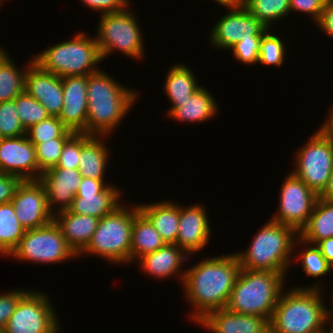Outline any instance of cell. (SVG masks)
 Returning a JSON list of instances; mask_svg holds the SVG:
<instances>
[{
	"label": "cell",
	"mask_w": 333,
	"mask_h": 333,
	"mask_svg": "<svg viewBox=\"0 0 333 333\" xmlns=\"http://www.w3.org/2000/svg\"><path fill=\"white\" fill-rule=\"evenodd\" d=\"M190 267L181 288L192 307L189 320L198 325L210 312L226 308L241 266L235 251L203 259Z\"/></svg>",
	"instance_id": "obj_1"
},
{
	"label": "cell",
	"mask_w": 333,
	"mask_h": 333,
	"mask_svg": "<svg viewBox=\"0 0 333 333\" xmlns=\"http://www.w3.org/2000/svg\"><path fill=\"white\" fill-rule=\"evenodd\" d=\"M124 86L103 70L87 75L86 134L110 137L122 124L139 100L137 91Z\"/></svg>",
	"instance_id": "obj_2"
},
{
	"label": "cell",
	"mask_w": 333,
	"mask_h": 333,
	"mask_svg": "<svg viewBox=\"0 0 333 333\" xmlns=\"http://www.w3.org/2000/svg\"><path fill=\"white\" fill-rule=\"evenodd\" d=\"M315 281L305 287L297 285L282 291L269 321L270 333L323 332L328 325V306L322 292L325 282Z\"/></svg>",
	"instance_id": "obj_3"
},
{
	"label": "cell",
	"mask_w": 333,
	"mask_h": 333,
	"mask_svg": "<svg viewBox=\"0 0 333 333\" xmlns=\"http://www.w3.org/2000/svg\"><path fill=\"white\" fill-rule=\"evenodd\" d=\"M298 237L299 233L292 227L268 219L254 235L248 249L236 253L241 269L287 274Z\"/></svg>",
	"instance_id": "obj_4"
},
{
	"label": "cell",
	"mask_w": 333,
	"mask_h": 333,
	"mask_svg": "<svg viewBox=\"0 0 333 333\" xmlns=\"http://www.w3.org/2000/svg\"><path fill=\"white\" fill-rule=\"evenodd\" d=\"M288 274L241 269L226 308L240 314L264 317L270 321Z\"/></svg>",
	"instance_id": "obj_5"
},
{
	"label": "cell",
	"mask_w": 333,
	"mask_h": 333,
	"mask_svg": "<svg viewBox=\"0 0 333 333\" xmlns=\"http://www.w3.org/2000/svg\"><path fill=\"white\" fill-rule=\"evenodd\" d=\"M33 60L42 70L61 78L95 73L100 70L97 64L103 61L95 37L81 31L68 41L42 50Z\"/></svg>",
	"instance_id": "obj_6"
},
{
	"label": "cell",
	"mask_w": 333,
	"mask_h": 333,
	"mask_svg": "<svg viewBox=\"0 0 333 333\" xmlns=\"http://www.w3.org/2000/svg\"><path fill=\"white\" fill-rule=\"evenodd\" d=\"M134 204L128 205L129 208L122 204L99 219L91 241L78 257L88 254L101 257L110 264L130 265L131 230L134 216L139 212L138 205Z\"/></svg>",
	"instance_id": "obj_7"
},
{
	"label": "cell",
	"mask_w": 333,
	"mask_h": 333,
	"mask_svg": "<svg viewBox=\"0 0 333 333\" xmlns=\"http://www.w3.org/2000/svg\"><path fill=\"white\" fill-rule=\"evenodd\" d=\"M130 9L99 15L97 36L94 37L103 61L115 51L134 60H143L146 54L144 38L137 12Z\"/></svg>",
	"instance_id": "obj_8"
},
{
	"label": "cell",
	"mask_w": 333,
	"mask_h": 333,
	"mask_svg": "<svg viewBox=\"0 0 333 333\" xmlns=\"http://www.w3.org/2000/svg\"><path fill=\"white\" fill-rule=\"evenodd\" d=\"M31 264H60L77 259V255L67 245L60 228L53 221L36 229L26 230L17 247L8 258Z\"/></svg>",
	"instance_id": "obj_9"
},
{
	"label": "cell",
	"mask_w": 333,
	"mask_h": 333,
	"mask_svg": "<svg viewBox=\"0 0 333 333\" xmlns=\"http://www.w3.org/2000/svg\"><path fill=\"white\" fill-rule=\"evenodd\" d=\"M294 156L292 173L320 196L333 172V143L316 129Z\"/></svg>",
	"instance_id": "obj_10"
},
{
	"label": "cell",
	"mask_w": 333,
	"mask_h": 333,
	"mask_svg": "<svg viewBox=\"0 0 333 333\" xmlns=\"http://www.w3.org/2000/svg\"><path fill=\"white\" fill-rule=\"evenodd\" d=\"M50 301L45 291L30 289L20 299L4 333H59L57 310Z\"/></svg>",
	"instance_id": "obj_11"
},
{
	"label": "cell",
	"mask_w": 333,
	"mask_h": 333,
	"mask_svg": "<svg viewBox=\"0 0 333 333\" xmlns=\"http://www.w3.org/2000/svg\"><path fill=\"white\" fill-rule=\"evenodd\" d=\"M279 191L278 210L270 220L299 233L306 226L319 196L291 171L286 174Z\"/></svg>",
	"instance_id": "obj_12"
},
{
	"label": "cell",
	"mask_w": 333,
	"mask_h": 333,
	"mask_svg": "<svg viewBox=\"0 0 333 333\" xmlns=\"http://www.w3.org/2000/svg\"><path fill=\"white\" fill-rule=\"evenodd\" d=\"M227 11L209 31L208 39L213 49L215 47L218 51H228L241 40L251 39V36H263L269 30L242 4L228 7Z\"/></svg>",
	"instance_id": "obj_13"
},
{
	"label": "cell",
	"mask_w": 333,
	"mask_h": 333,
	"mask_svg": "<svg viewBox=\"0 0 333 333\" xmlns=\"http://www.w3.org/2000/svg\"><path fill=\"white\" fill-rule=\"evenodd\" d=\"M120 189L109 181L106 183V180L83 177L68 210L75 214L101 219L122 205L120 200L124 192Z\"/></svg>",
	"instance_id": "obj_14"
},
{
	"label": "cell",
	"mask_w": 333,
	"mask_h": 333,
	"mask_svg": "<svg viewBox=\"0 0 333 333\" xmlns=\"http://www.w3.org/2000/svg\"><path fill=\"white\" fill-rule=\"evenodd\" d=\"M15 214L25 230L36 229L53 221L46 190L39 180H24L11 200Z\"/></svg>",
	"instance_id": "obj_15"
},
{
	"label": "cell",
	"mask_w": 333,
	"mask_h": 333,
	"mask_svg": "<svg viewBox=\"0 0 333 333\" xmlns=\"http://www.w3.org/2000/svg\"><path fill=\"white\" fill-rule=\"evenodd\" d=\"M0 172L24 180H39L35 146L26 135L2 138L0 141Z\"/></svg>",
	"instance_id": "obj_16"
},
{
	"label": "cell",
	"mask_w": 333,
	"mask_h": 333,
	"mask_svg": "<svg viewBox=\"0 0 333 333\" xmlns=\"http://www.w3.org/2000/svg\"><path fill=\"white\" fill-rule=\"evenodd\" d=\"M211 222L207 210L199 204L180 205V220L176 244L189 256L197 255L210 241ZM197 253V254H196Z\"/></svg>",
	"instance_id": "obj_17"
},
{
	"label": "cell",
	"mask_w": 333,
	"mask_h": 333,
	"mask_svg": "<svg viewBox=\"0 0 333 333\" xmlns=\"http://www.w3.org/2000/svg\"><path fill=\"white\" fill-rule=\"evenodd\" d=\"M82 178L78 169L71 168H50L41 173L39 181L46 190L53 215L71 207Z\"/></svg>",
	"instance_id": "obj_18"
},
{
	"label": "cell",
	"mask_w": 333,
	"mask_h": 333,
	"mask_svg": "<svg viewBox=\"0 0 333 333\" xmlns=\"http://www.w3.org/2000/svg\"><path fill=\"white\" fill-rule=\"evenodd\" d=\"M63 107L58 116L74 133H86L87 75L62 78Z\"/></svg>",
	"instance_id": "obj_19"
},
{
	"label": "cell",
	"mask_w": 333,
	"mask_h": 333,
	"mask_svg": "<svg viewBox=\"0 0 333 333\" xmlns=\"http://www.w3.org/2000/svg\"><path fill=\"white\" fill-rule=\"evenodd\" d=\"M24 91L38 100L50 116H59L63 107L62 78L32 63L25 75Z\"/></svg>",
	"instance_id": "obj_20"
},
{
	"label": "cell",
	"mask_w": 333,
	"mask_h": 333,
	"mask_svg": "<svg viewBox=\"0 0 333 333\" xmlns=\"http://www.w3.org/2000/svg\"><path fill=\"white\" fill-rule=\"evenodd\" d=\"M189 257L177 244H165L155 252L143 255L134 263L138 264L141 273L143 272L149 277L157 280L176 277L182 286L186 272L183 263L188 261Z\"/></svg>",
	"instance_id": "obj_21"
},
{
	"label": "cell",
	"mask_w": 333,
	"mask_h": 333,
	"mask_svg": "<svg viewBox=\"0 0 333 333\" xmlns=\"http://www.w3.org/2000/svg\"><path fill=\"white\" fill-rule=\"evenodd\" d=\"M198 324L211 333H270L268 319L232 312L227 308L210 312Z\"/></svg>",
	"instance_id": "obj_22"
},
{
	"label": "cell",
	"mask_w": 333,
	"mask_h": 333,
	"mask_svg": "<svg viewBox=\"0 0 333 333\" xmlns=\"http://www.w3.org/2000/svg\"><path fill=\"white\" fill-rule=\"evenodd\" d=\"M166 110L168 118L177 122L204 123L216 117L219 110L212 92L201 86L190 98L183 102H170Z\"/></svg>",
	"instance_id": "obj_23"
},
{
	"label": "cell",
	"mask_w": 333,
	"mask_h": 333,
	"mask_svg": "<svg viewBox=\"0 0 333 333\" xmlns=\"http://www.w3.org/2000/svg\"><path fill=\"white\" fill-rule=\"evenodd\" d=\"M53 220L77 256L87 247L99 223L96 217L75 214L69 210L55 213Z\"/></svg>",
	"instance_id": "obj_24"
},
{
	"label": "cell",
	"mask_w": 333,
	"mask_h": 333,
	"mask_svg": "<svg viewBox=\"0 0 333 333\" xmlns=\"http://www.w3.org/2000/svg\"><path fill=\"white\" fill-rule=\"evenodd\" d=\"M166 244H176L180 220V204L168 201L137 204Z\"/></svg>",
	"instance_id": "obj_25"
},
{
	"label": "cell",
	"mask_w": 333,
	"mask_h": 333,
	"mask_svg": "<svg viewBox=\"0 0 333 333\" xmlns=\"http://www.w3.org/2000/svg\"><path fill=\"white\" fill-rule=\"evenodd\" d=\"M109 136L92 135L81 147L78 170L82 177L106 180V168L111 149L107 147Z\"/></svg>",
	"instance_id": "obj_26"
},
{
	"label": "cell",
	"mask_w": 333,
	"mask_h": 333,
	"mask_svg": "<svg viewBox=\"0 0 333 333\" xmlns=\"http://www.w3.org/2000/svg\"><path fill=\"white\" fill-rule=\"evenodd\" d=\"M165 244L150 221L139 211L134 216L131 230L130 264Z\"/></svg>",
	"instance_id": "obj_27"
},
{
	"label": "cell",
	"mask_w": 333,
	"mask_h": 333,
	"mask_svg": "<svg viewBox=\"0 0 333 333\" xmlns=\"http://www.w3.org/2000/svg\"><path fill=\"white\" fill-rule=\"evenodd\" d=\"M164 79L163 90L170 102H183L200 87L197 77L186 64H173Z\"/></svg>",
	"instance_id": "obj_28"
},
{
	"label": "cell",
	"mask_w": 333,
	"mask_h": 333,
	"mask_svg": "<svg viewBox=\"0 0 333 333\" xmlns=\"http://www.w3.org/2000/svg\"><path fill=\"white\" fill-rule=\"evenodd\" d=\"M7 49L0 46V102L14 100L24 92L25 75L33 58L21 70L16 66Z\"/></svg>",
	"instance_id": "obj_29"
},
{
	"label": "cell",
	"mask_w": 333,
	"mask_h": 333,
	"mask_svg": "<svg viewBox=\"0 0 333 333\" xmlns=\"http://www.w3.org/2000/svg\"><path fill=\"white\" fill-rule=\"evenodd\" d=\"M299 237L310 244H317L325 238L333 237V202L317 199L306 226Z\"/></svg>",
	"instance_id": "obj_30"
},
{
	"label": "cell",
	"mask_w": 333,
	"mask_h": 333,
	"mask_svg": "<svg viewBox=\"0 0 333 333\" xmlns=\"http://www.w3.org/2000/svg\"><path fill=\"white\" fill-rule=\"evenodd\" d=\"M298 245H301L300 248H298ZM302 245L303 249L301 250ZM297 249H300L301 251L297 252V254L299 253L297 256H293L294 259H292V261L297 263V260L301 263L300 266L306 274V277L319 279L325 277L326 275L328 276V274L330 275V272L333 271L332 266L326 261L321 253V250L316 244H310L298 237L294 244V254Z\"/></svg>",
	"instance_id": "obj_31"
},
{
	"label": "cell",
	"mask_w": 333,
	"mask_h": 333,
	"mask_svg": "<svg viewBox=\"0 0 333 333\" xmlns=\"http://www.w3.org/2000/svg\"><path fill=\"white\" fill-rule=\"evenodd\" d=\"M25 232V228L16 217L13 204H0V256L7 258Z\"/></svg>",
	"instance_id": "obj_32"
},
{
	"label": "cell",
	"mask_w": 333,
	"mask_h": 333,
	"mask_svg": "<svg viewBox=\"0 0 333 333\" xmlns=\"http://www.w3.org/2000/svg\"><path fill=\"white\" fill-rule=\"evenodd\" d=\"M242 5L268 29L290 14L289 0H243Z\"/></svg>",
	"instance_id": "obj_33"
},
{
	"label": "cell",
	"mask_w": 333,
	"mask_h": 333,
	"mask_svg": "<svg viewBox=\"0 0 333 333\" xmlns=\"http://www.w3.org/2000/svg\"><path fill=\"white\" fill-rule=\"evenodd\" d=\"M73 134L57 116H49L26 130V136L33 145L54 138H70Z\"/></svg>",
	"instance_id": "obj_34"
},
{
	"label": "cell",
	"mask_w": 333,
	"mask_h": 333,
	"mask_svg": "<svg viewBox=\"0 0 333 333\" xmlns=\"http://www.w3.org/2000/svg\"><path fill=\"white\" fill-rule=\"evenodd\" d=\"M273 29H269L262 36V43L259 51V60L257 64L264 66H276L281 67L284 64L286 58V44L283 37L281 38L277 34L272 32Z\"/></svg>",
	"instance_id": "obj_35"
},
{
	"label": "cell",
	"mask_w": 333,
	"mask_h": 333,
	"mask_svg": "<svg viewBox=\"0 0 333 333\" xmlns=\"http://www.w3.org/2000/svg\"><path fill=\"white\" fill-rule=\"evenodd\" d=\"M15 107L25 130L50 116L41 103L25 91L15 98Z\"/></svg>",
	"instance_id": "obj_36"
},
{
	"label": "cell",
	"mask_w": 333,
	"mask_h": 333,
	"mask_svg": "<svg viewBox=\"0 0 333 333\" xmlns=\"http://www.w3.org/2000/svg\"><path fill=\"white\" fill-rule=\"evenodd\" d=\"M68 139L69 138H54L34 145L39 167V179L43 171L56 166L61 156L63 146Z\"/></svg>",
	"instance_id": "obj_37"
},
{
	"label": "cell",
	"mask_w": 333,
	"mask_h": 333,
	"mask_svg": "<svg viewBox=\"0 0 333 333\" xmlns=\"http://www.w3.org/2000/svg\"><path fill=\"white\" fill-rule=\"evenodd\" d=\"M0 135L2 138L26 135L16 112L15 99L0 102Z\"/></svg>",
	"instance_id": "obj_38"
},
{
	"label": "cell",
	"mask_w": 333,
	"mask_h": 333,
	"mask_svg": "<svg viewBox=\"0 0 333 333\" xmlns=\"http://www.w3.org/2000/svg\"><path fill=\"white\" fill-rule=\"evenodd\" d=\"M91 136L86 133H74L64 144L61 156L52 168L78 169L81 147Z\"/></svg>",
	"instance_id": "obj_39"
},
{
	"label": "cell",
	"mask_w": 333,
	"mask_h": 333,
	"mask_svg": "<svg viewBox=\"0 0 333 333\" xmlns=\"http://www.w3.org/2000/svg\"><path fill=\"white\" fill-rule=\"evenodd\" d=\"M262 43V36H251V39L241 40L233 45L231 50L236 61L241 64L256 65L259 60V51Z\"/></svg>",
	"instance_id": "obj_40"
},
{
	"label": "cell",
	"mask_w": 333,
	"mask_h": 333,
	"mask_svg": "<svg viewBox=\"0 0 333 333\" xmlns=\"http://www.w3.org/2000/svg\"><path fill=\"white\" fill-rule=\"evenodd\" d=\"M26 289H15L0 294V329L4 330L14 313L20 299L28 292Z\"/></svg>",
	"instance_id": "obj_41"
},
{
	"label": "cell",
	"mask_w": 333,
	"mask_h": 333,
	"mask_svg": "<svg viewBox=\"0 0 333 333\" xmlns=\"http://www.w3.org/2000/svg\"><path fill=\"white\" fill-rule=\"evenodd\" d=\"M290 1V14L291 12H298L300 14H307L314 23H318L321 18L326 0H289Z\"/></svg>",
	"instance_id": "obj_42"
},
{
	"label": "cell",
	"mask_w": 333,
	"mask_h": 333,
	"mask_svg": "<svg viewBox=\"0 0 333 333\" xmlns=\"http://www.w3.org/2000/svg\"><path fill=\"white\" fill-rule=\"evenodd\" d=\"M83 2L92 12H100L99 14L116 13L130 7V0H79Z\"/></svg>",
	"instance_id": "obj_43"
},
{
	"label": "cell",
	"mask_w": 333,
	"mask_h": 333,
	"mask_svg": "<svg viewBox=\"0 0 333 333\" xmlns=\"http://www.w3.org/2000/svg\"><path fill=\"white\" fill-rule=\"evenodd\" d=\"M22 181L20 177L0 172V204L11 202Z\"/></svg>",
	"instance_id": "obj_44"
},
{
	"label": "cell",
	"mask_w": 333,
	"mask_h": 333,
	"mask_svg": "<svg viewBox=\"0 0 333 333\" xmlns=\"http://www.w3.org/2000/svg\"><path fill=\"white\" fill-rule=\"evenodd\" d=\"M315 25L333 40V0H326L321 18Z\"/></svg>",
	"instance_id": "obj_45"
},
{
	"label": "cell",
	"mask_w": 333,
	"mask_h": 333,
	"mask_svg": "<svg viewBox=\"0 0 333 333\" xmlns=\"http://www.w3.org/2000/svg\"><path fill=\"white\" fill-rule=\"evenodd\" d=\"M329 111L327 112V118L324 120L322 125L318 126L317 130L331 143H333V104L329 107Z\"/></svg>",
	"instance_id": "obj_46"
},
{
	"label": "cell",
	"mask_w": 333,
	"mask_h": 333,
	"mask_svg": "<svg viewBox=\"0 0 333 333\" xmlns=\"http://www.w3.org/2000/svg\"><path fill=\"white\" fill-rule=\"evenodd\" d=\"M316 245L321 250V253L326 261L333 268V237L322 239Z\"/></svg>",
	"instance_id": "obj_47"
},
{
	"label": "cell",
	"mask_w": 333,
	"mask_h": 333,
	"mask_svg": "<svg viewBox=\"0 0 333 333\" xmlns=\"http://www.w3.org/2000/svg\"><path fill=\"white\" fill-rule=\"evenodd\" d=\"M319 197L321 199L333 202V172L331 173V177L329 178V182L326 189Z\"/></svg>",
	"instance_id": "obj_48"
},
{
	"label": "cell",
	"mask_w": 333,
	"mask_h": 333,
	"mask_svg": "<svg viewBox=\"0 0 333 333\" xmlns=\"http://www.w3.org/2000/svg\"><path fill=\"white\" fill-rule=\"evenodd\" d=\"M217 4L223 6L224 8L236 7L242 4L243 0H214Z\"/></svg>",
	"instance_id": "obj_49"
},
{
	"label": "cell",
	"mask_w": 333,
	"mask_h": 333,
	"mask_svg": "<svg viewBox=\"0 0 333 333\" xmlns=\"http://www.w3.org/2000/svg\"><path fill=\"white\" fill-rule=\"evenodd\" d=\"M331 303H332V308L327 307V321H328V326L329 324L333 325V293H331ZM332 309V310H331Z\"/></svg>",
	"instance_id": "obj_50"
},
{
	"label": "cell",
	"mask_w": 333,
	"mask_h": 333,
	"mask_svg": "<svg viewBox=\"0 0 333 333\" xmlns=\"http://www.w3.org/2000/svg\"><path fill=\"white\" fill-rule=\"evenodd\" d=\"M328 326H325L324 330L322 333H333V325H330V329H327Z\"/></svg>",
	"instance_id": "obj_51"
}]
</instances>
